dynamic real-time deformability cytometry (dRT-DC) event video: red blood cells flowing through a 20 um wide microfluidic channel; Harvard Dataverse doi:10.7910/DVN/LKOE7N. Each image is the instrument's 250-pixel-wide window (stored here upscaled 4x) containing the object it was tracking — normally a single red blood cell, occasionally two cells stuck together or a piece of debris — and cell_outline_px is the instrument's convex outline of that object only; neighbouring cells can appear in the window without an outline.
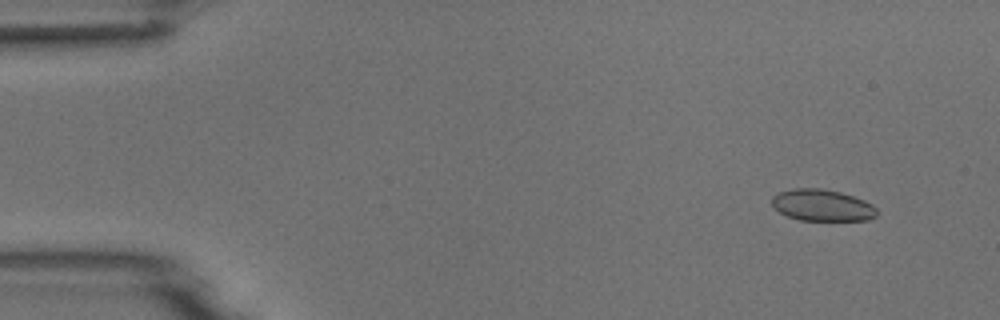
{"species": "common noctule bat (a hibernating species)", "species_latin": "Nyctalus noctula", "temperature_condition": "room temperature", "stored_images_in_passage": 6, "camera_frame_rate_fps": 3000, "um_per_image_px": 0.085, "animal": {"sex": "male", "body_mass_g": 18.8}, "frame": {"image": 1, "passage_image": 2, "time_ms": 1.333, "image_size_px": [1000, 320], "cell_outline_px": [[876, 216], [868, 220], [800, 220], [788, 216], [780, 212], [772, 204], [772, 196], [780, 192], [792, 188], [820, 188], [840, 192], [864, 200], [872, 204], [876, 208]], "centroid_in_image_um": [69.89, 17.44], "position_along_channel_um": 15.1, "area_um2": 19.19}}
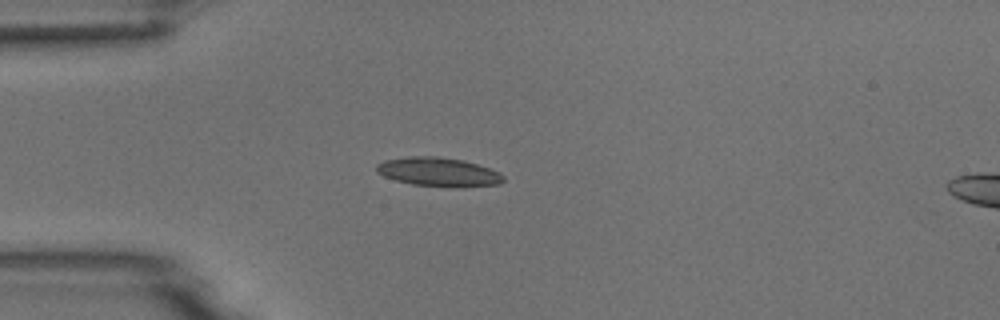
{"frame": {"image": 2, "passage_image": 5, "time_ms": 4.667, "image_size_px": [1000, 320], "cell_outline_px": [[504, 180], [500, 184], [464, 188], [452, 188], [412, 184], [396, 180], [384, 176], [376, 172], [376, 164], [384, 160], [408, 156], [436, 156], [464, 160], [500, 172], [504, 176]], "centroid_in_image_um": [37.29, 14.63], "position_along_channel_um": 47.7, "area_um2": 21.73}}